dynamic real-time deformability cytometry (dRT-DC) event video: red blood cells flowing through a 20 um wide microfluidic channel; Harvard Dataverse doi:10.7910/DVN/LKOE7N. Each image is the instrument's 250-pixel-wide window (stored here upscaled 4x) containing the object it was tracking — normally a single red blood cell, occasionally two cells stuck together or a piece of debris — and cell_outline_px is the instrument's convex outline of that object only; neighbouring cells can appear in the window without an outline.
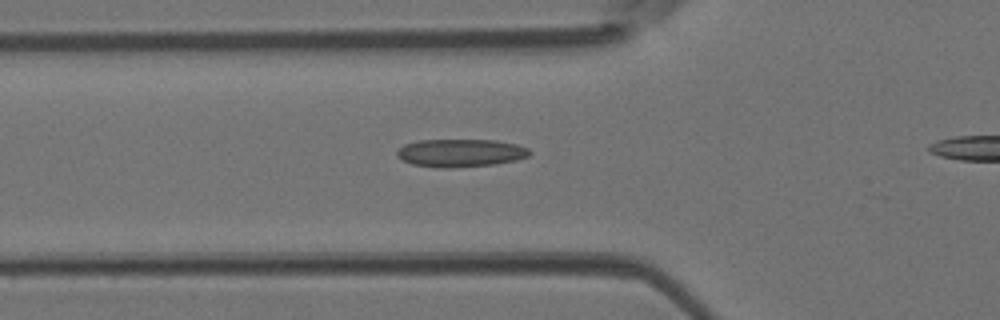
{"species": "Egyptian fruit bat (a non-hibernating species)", "species_latin": "Rousettus aegyptiacus", "temperature_condition": "room temperature", "stored_images_in_passage": 30, "camera_frame_rate_fps": 3000, "um_per_image_px": 0.085, "animal": {"sex": "female"}, "frame": {"image": 1, "passage_image": 8, "time_ms": 2.333, "image_size_px": [1000, 320], "cell_outline_px": [[532, 152], [528, 156], [516, 160], [496, 164], [452, 168], [440, 168], [412, 164], [396, 156], [396, 152], [404, 144], [420, 140], [496, 140], [516, 144], [528, 148]], "centroid_in_image_um": [39.16, 13.0], "position_along_channel_um": 86.6, "area_um2": 21.62}}
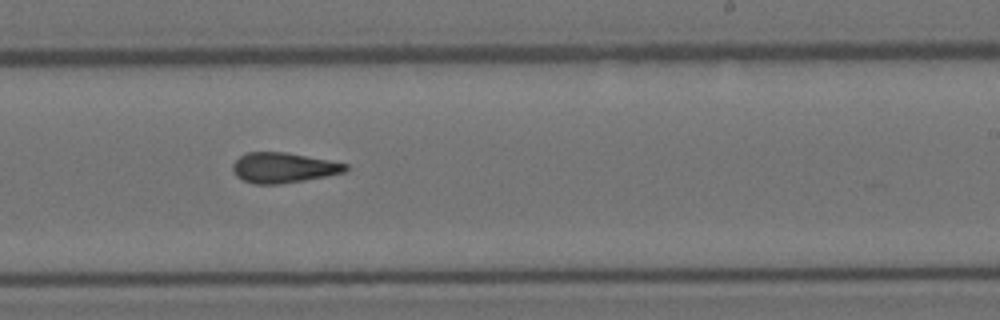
{"frame": {"image": 2, "passage_image": 20, "time_ms": 6.333, "image_size_px": [1000, 320], "cell_outline_px": [[348, 168], [344, 172], [304, 180], [280, 184], [256, 184], [244, 180], [236, 176], [232, 172], [232, 164], [240, 156], [248, 152], [284, 152], [328, 160], [348, 164]], "centroid_in_image_um": [24.05, 14.25], "position_along_channel_um": 265.0, "area_um2": 19.65}}
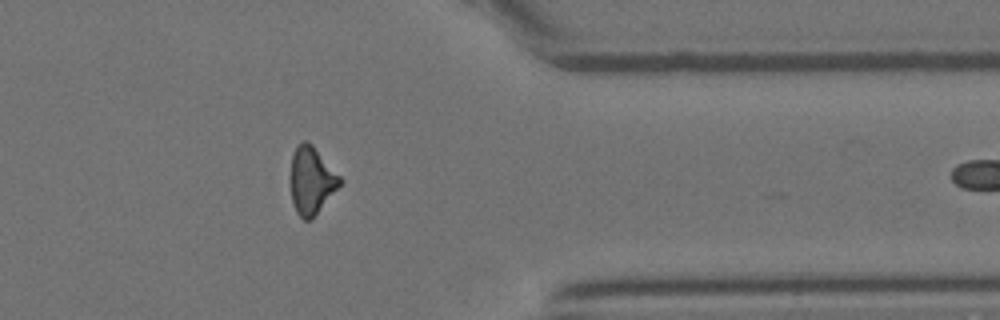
{"frame": {"image": 3, "passage_image": 29, "time_ms": 9.333, "image_size_px": [1000, 320], "cell_outline_px": [[344, 180], [312, 220], [304, 220], [296, 212], [292, 200], [292, 156], [296, 148], [304, 140], [308, 140], [312, 144]], "centroid_in_image_um": [26.51, 15.36], "position_along_channel_um": 384.9, "area_um2": 19.07}}